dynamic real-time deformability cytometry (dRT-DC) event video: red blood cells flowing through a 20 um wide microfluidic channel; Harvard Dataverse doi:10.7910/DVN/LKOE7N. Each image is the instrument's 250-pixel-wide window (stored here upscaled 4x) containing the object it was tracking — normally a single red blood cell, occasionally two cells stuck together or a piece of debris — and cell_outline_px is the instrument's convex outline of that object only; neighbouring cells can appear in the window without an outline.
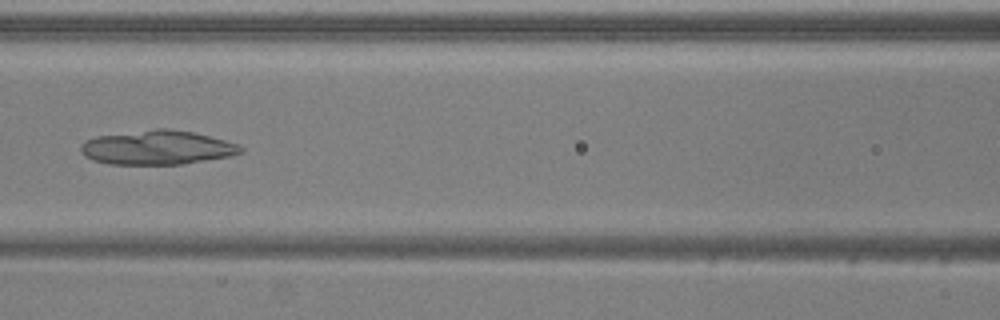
{"species": "common noctule bat (a hibernating species)", "species_latin": "Nyctalus noctula", "temperature_condition": "warm", "stored_images_in_passage": 51, "camera_frame_rate_fps": 3000, "um_per_image_px": 0.085, "animal": {"sex": "male", "body_mass_g": 20.5, "forearm_length_mm": 52.5}, "frame": {"image": 1, "passage_image": 22, "time_ms": 7.0, "image_size_px": [1000, 320], "cell_outline_px": [[244, 152], [228, 156], [184, 164], [108, 164], [92, 160], [84, 156], [80, 152], [80, 144], [84, 140], [96, 136], [156, 128], [168, 128], [192, 132], [240, 144], [244, 148]], "centroid_in_image_um": [13.33, 12.54], "position_along_channel_um": 153.3, "area_um2": 32.02}}
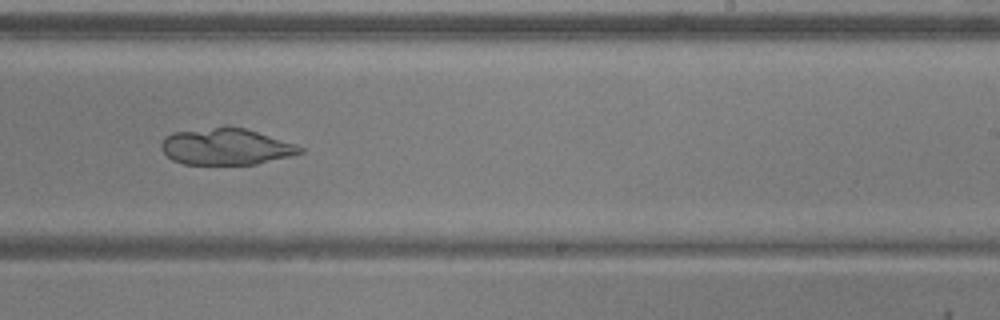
{"frame": {"image": 2, "passage_image": 31, "time_ms": 10.0, "image_size_px": [1000, 320], "cell_outline_px": [[304, 152], [292, 156], [256, 164], [184, 164], [172, 160], [164, 152], [160, 144], [164, 136], [172, 132], [228, 124], [244, 128], [304, 148]], "centroid_in_image_um": [19.15, 12.44], "position_along_channel_um": 269.8, "area_um2": 29.65}}
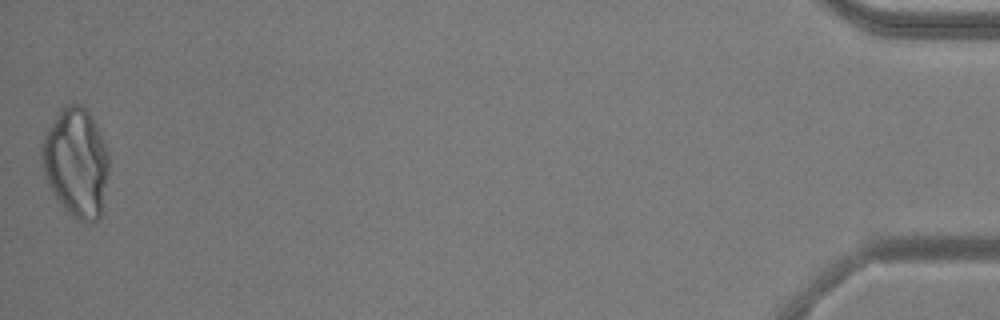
{"frame": {"image": 3, "passage_image": 51, "time_ms": 16.667, "image_size_px": [1000, 320], "cell_outline_px": [[108, 172], [100, 216], [96, 220], [88, 224], [84, 224], [72, 216], [64, 208], [52, 192], [48, 184], [44, 172], [40, 152], [40, 148], [44, 136], [48, 128], [60, 108], [64, 104], [80, 104], [92, 116], [96, 124], [104, 144], [108, 156]], "centroid_in_image_um": [6.45, 13.81], "position_along_channel_um": 428.8, "area_um2": 42.43}}